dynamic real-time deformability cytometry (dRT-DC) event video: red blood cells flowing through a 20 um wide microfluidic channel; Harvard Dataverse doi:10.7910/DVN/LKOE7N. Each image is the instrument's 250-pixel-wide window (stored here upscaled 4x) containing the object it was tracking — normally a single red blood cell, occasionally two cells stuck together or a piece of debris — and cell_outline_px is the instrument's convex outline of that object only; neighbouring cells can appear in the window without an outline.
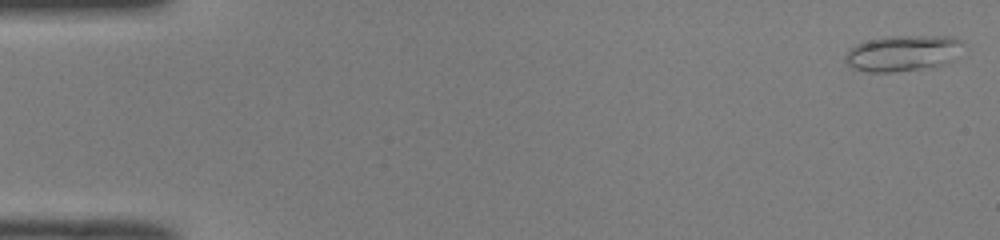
{"species": "common noctule bat (a hibernating species)", "species_latin": "Nyctalus noctula", "temperature_condition": "room temperature", "stored_images_in_passage": 48, "camera_frame_rate_fps": 3000, "um_per_image_px": 0.085, "animal": {"sex": "male", "body_mass_g": 19.0, "forearm_length_mm": 50.8}, "frame": {"image": 1, "passage_image": 1, "time_ms": 0.0, "image_size_px": [1000, 240], "cell_outline_px": [[964, 44], [956, 60], [948, 64], [932, 68], [892, 72], [868, 72], [856, 68], [848, 64], [844, 60], [844, 56], [848, 48], [856, 44], [868, 40], [884, 36], [952, 36], [960, 40]], "centroid_in_image_um": [76.79, 4.52], "position_along_channel_um": 8.2, "area_um2": 25.32}}
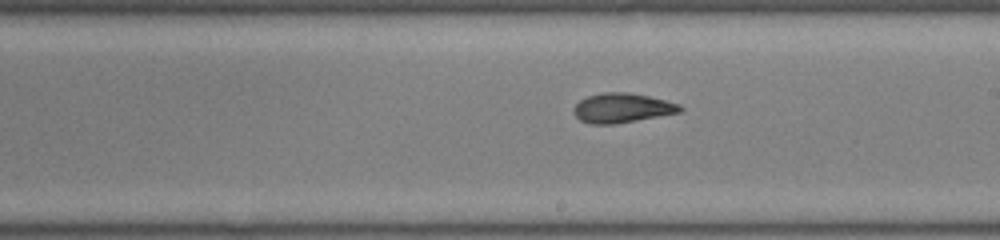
{"frame": {"image": 2, "passage_image": 29, "time_ms": 9.333, "image_size_px": [1000, 240], "cell_outline_px": [[684, 108], [680, 112], [612, 124], [592, 124], [580, 120], [572, 112], [572, 108], [580, 100], [588, 96], [604, 92], [628, 92], [648, 96], [680, 104]], "centroid_in_image_um": [52.85, 9.17], "position_along_channel_um": 236.2, "area_um2": 18.09}}
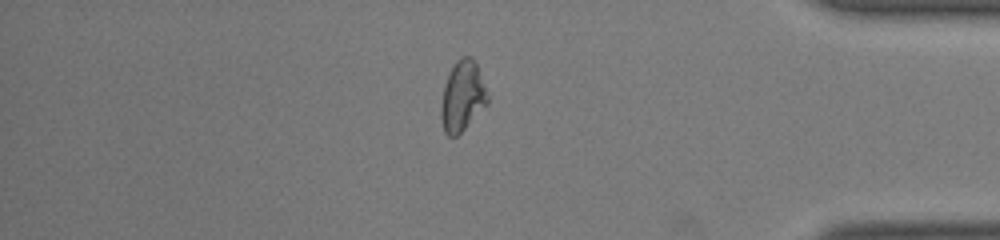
{"frame": {"image": 3, "passage_image": 43, "time_ms": 14.0, "image_size_px": [1000, 240], "cell_outline_px": [[488, 104], [456, 136], [448, 136], [444, 132], [440, 116], [440, 104], [444, 84], [456, 60], [464, 56], [472, 56], [476, 60], [488, 96]], "centroid_in_image_um": [39.3, 8.16], "position_along_channel_um": 395.9, "area_um2": 19.07}}